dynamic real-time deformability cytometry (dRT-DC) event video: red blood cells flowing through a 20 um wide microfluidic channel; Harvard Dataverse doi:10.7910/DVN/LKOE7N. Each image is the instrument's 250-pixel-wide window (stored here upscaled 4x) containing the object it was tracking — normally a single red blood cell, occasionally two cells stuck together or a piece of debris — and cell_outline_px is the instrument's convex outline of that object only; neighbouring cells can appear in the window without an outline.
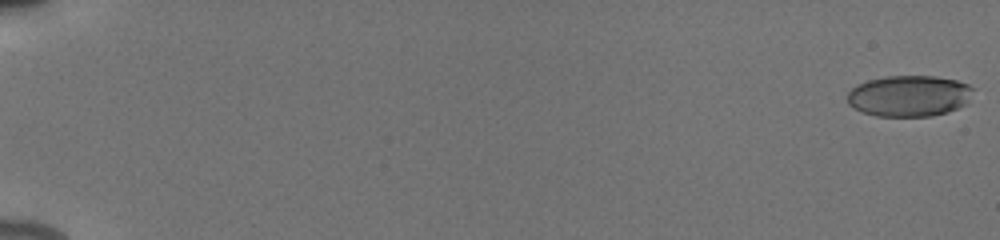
{"species": "human", "species_latin": "Homo sapiens", "temperature_condition": "cold", "stored_images_in_passage": 55, "camera_frame_rate_fps": 3000, "um_per_image_px": 0.085, "donor": {"sex": "male"}, "frame": {"image": 1, "passage_image": 1, "time_ms": 0.0, "image_size_px": [1000, 240], "cell_outline_px": [[972, 88], [968, 104], [948, 112], [932, 116], [876, 116], [864, 112], [848, 104], [848, 92], [856, 84], [868, 80], [888, 76], [936, 76], [956, 80], [968, 84]], "centroid_in_image_um": [77.29, 8.15], "position_along_channel_um": 7.7, "area_um2": 30.17}}
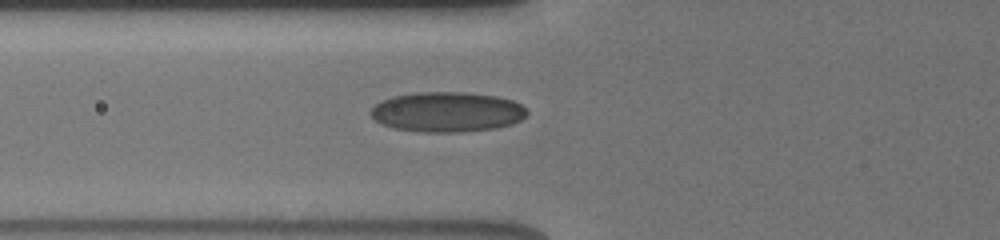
{"frame": {"image": 2, "passage_image": 23, "time_ms": 7.333, "image_size_px": [1000, 240], "cell_outline_px": [[528, 112], [520, 120], [512, 124], [496, 128], [464, 132], [424, 132], [396, 128], [380, 124], [368, 112], [380, 100], [392, 96], [416, 92], [464, 92], [500, 96], [512, 100], [520, 104]], "centroid_in_image_um": [37.99, 9.51], "position_along_channel_um": 87.8, "area_um2": 36.65}}
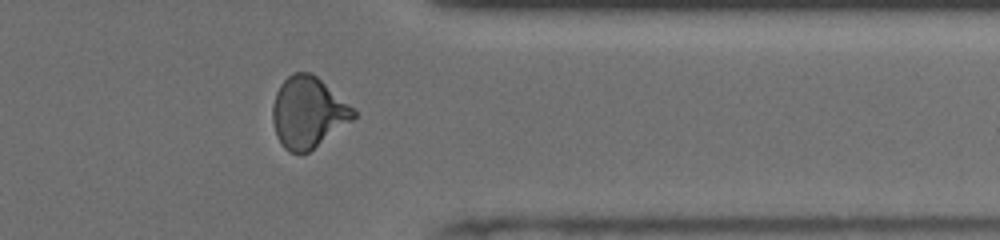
{"frame": {"image": 3, "passage_image": 46, "time_ms": 15.0, "image_size_px": [1000, 240], "cell_outline_px": [[356, 116], [352, 120], [308, 152], [300, 156], [288, 152], [280, 144], [276, 136], [272, 120], [272, 108], [276, 92], [280, 84], [292, 72], [312, 72], [356, 108]], "centroid_in_image_um": [26.17, 9.56], "position_along_channel_um": 385.2, "area_um2": 33.99}, "authors_computed_cell_mechanics": {"area_um2": 32.657, "velocity_mm_per_s": 3.9288, "shape_relaxation_time_tau1_ms": 8.9517, "shape_relaxation_time_tau2_ms": 1.392, "deformation_change_tau1": 0.1976, "deformation_change_tau2": 0.0676}}